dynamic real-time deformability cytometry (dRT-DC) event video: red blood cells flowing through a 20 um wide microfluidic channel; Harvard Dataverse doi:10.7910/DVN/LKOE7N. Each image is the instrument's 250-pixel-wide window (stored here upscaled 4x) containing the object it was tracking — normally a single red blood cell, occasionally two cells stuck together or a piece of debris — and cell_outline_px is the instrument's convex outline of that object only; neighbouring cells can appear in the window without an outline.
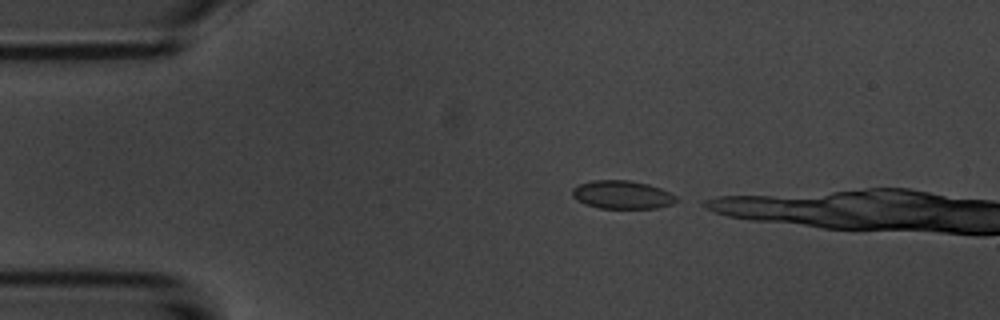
{"species": "common noctule bat (a hibernating species)", "species_latin": "Nyctalus noctula", "temperature_condition": "room temperature", "stored_images_in_passage": 2, "camera_frame_rate_fps": 3000, "um_per_image_px": 0.085, "animal": {"sex": "male", "body_mass_g": 20.1, "forearm_length_mm": 53.5}, "frame": {"image": 1, "passage_image": 1, "time_ms": 0.0, "image_size_px": [1000, 320], "cell_outline_px": [[680, 200], [672, 204], [656, 208], [600, 208], [584, 204], [576, 200], [572, 196], [572, 188], [580, 184], [592, 180], [628, 180], [648, 184], [660, 188], [676, 196]], "centroid_in_image_um": [52.87, 16.55], "position_along_channel_um": 32.1, "area_um2": 17.17}}